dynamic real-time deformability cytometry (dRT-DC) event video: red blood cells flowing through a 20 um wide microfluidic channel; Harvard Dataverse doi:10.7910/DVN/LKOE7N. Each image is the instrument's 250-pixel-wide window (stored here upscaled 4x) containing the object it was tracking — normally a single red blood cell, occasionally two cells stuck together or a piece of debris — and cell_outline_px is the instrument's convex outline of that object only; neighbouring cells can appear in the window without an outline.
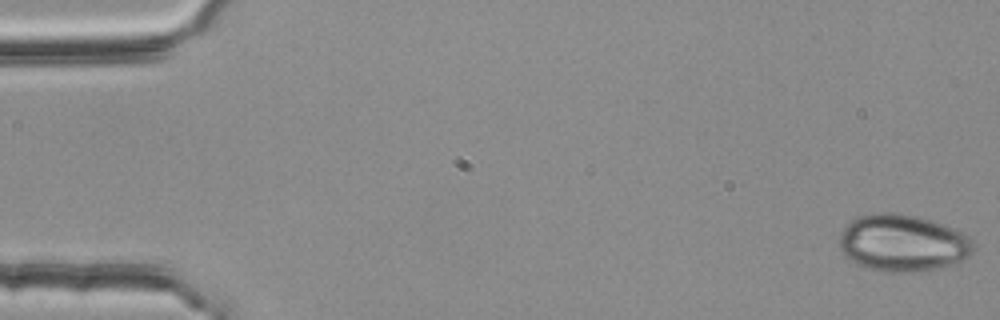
{"species": "common noctule bat (a hibernating species)", "species_latin": "Nyctalus noctula", "temperature_condition": "room temperature", "stored_images_in_passage": 5, "camera_frame_rate_fps": 3000, "um_per_image_px": 0.085, "animal": {"sex": "female", "body_mass_g": 25.1}, "frame": {"image": 1, "passage_image": 1, "time_ms": 0.0, "image_size_px": [1000, 320], "cell_outline_px": [[976, 244], [972, 252], [968, 256], [960, 260], [936, 268], [912, 272], [884, 272], [868, 268], [856, 264], [840, 252], [840, 232], [856, 216], [868, 212], [900, 212], [916, 216], [952, 228], [968, 236]], "centroid_in_image_um": [76.67, 20.64], "position_along_channel_um": 8.3, "area_um2": 44.51}}